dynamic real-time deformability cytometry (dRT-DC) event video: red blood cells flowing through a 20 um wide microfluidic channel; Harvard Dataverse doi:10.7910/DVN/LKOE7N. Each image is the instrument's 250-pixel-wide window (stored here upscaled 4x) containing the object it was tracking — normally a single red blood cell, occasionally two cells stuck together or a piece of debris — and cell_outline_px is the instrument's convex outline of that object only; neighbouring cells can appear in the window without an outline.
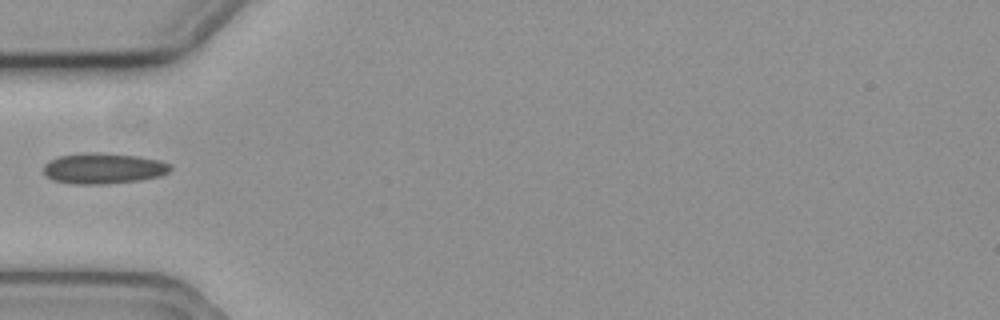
{"species": "common noctule bat (a hibernating species)", "species_latin": "Nyctalus noctula", "temperature_condition": "cold", "stored_images_in_passage": 1, "camera_frame_rate_fps": 3000, "um_per_image_px": 0.085, "animal": {"sex": "female", "body_mass_g": 19.3, "forearm_length_mm": 54.1}, "frame": {"image": 1, "passage_image": 1, "time_ms": 0.0, "image_size_px": [1000, 320], "cell_outline_px": [[172, 168], [168, 172], [160, 176], [140, 180], [100, 184], [72, 184], [52, 180], [44, 176], [44, 164], [60, 156], [84, 152], [96, 152], [136, 156], [160, 160], [172, 164]], "centroid_in_image_um": [8.79, 14.31], "position_along_channel_um": 76.2, "area_um2": 22.77}}